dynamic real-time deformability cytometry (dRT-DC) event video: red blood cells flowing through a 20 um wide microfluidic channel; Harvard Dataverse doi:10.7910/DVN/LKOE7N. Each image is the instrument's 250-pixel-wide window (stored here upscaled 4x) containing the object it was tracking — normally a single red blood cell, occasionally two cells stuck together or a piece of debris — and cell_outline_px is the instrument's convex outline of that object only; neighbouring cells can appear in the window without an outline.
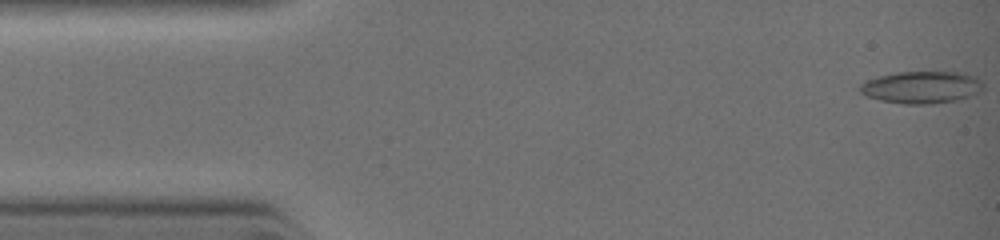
{"species": "common noctule bat (a hibernating species)", "species_latin": "Nyctalus noctula", "temperature_condition": "warm", "stored_images_in_passage": 41, "camera_frame_rate_fps": 3000, "um_per_image_px": 0.085, "animal": {"sex": "female", "body_mass_g": 19.0, "forearm_length_mm": 51.5}, "frame": {"image": 1, "passage_image": 1, "time_ms": 0.0, "image_size_px": [1000, 240], "cell_outline_px": [[984, 88], [980, 92], [956, 100], [932, 104], [904, 104], [880, 100], [868, 96], [860, 92], [860, 84], [864, 80], [896, 72], [964, 72], [976, 76], [980, 80]], "centroid_in_image_um": [78.34, 7.41], "position_along_channel_um": 6.7, "area_um2": 23.18}}
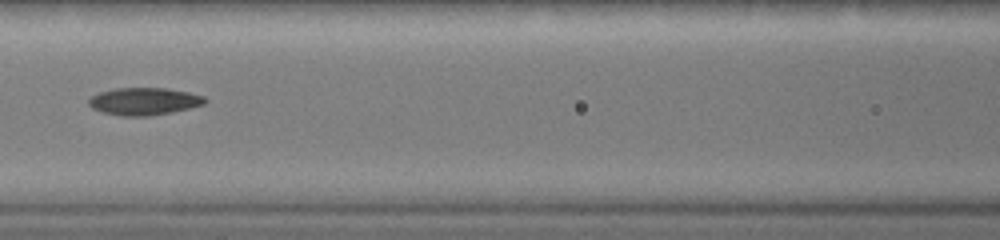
{"frame": {"image": 2, "passage_image": 23, "time_ms": 4.667, "image_size_px": [1000, 240], "cell_outline_px": [[208, 100], [204, 104], [172, 112], [148, 116], [124, 116], [104, 112], [92, 108], [88, 104], [88, 100], [92, 96], [100, 92], [116, 88], [168, 88], [188, 92], [204, 96]], "centroid_in_image_um": [12.26, 8.61], "position_along_channel_um": 154.3, "area_um2": 18.44}}
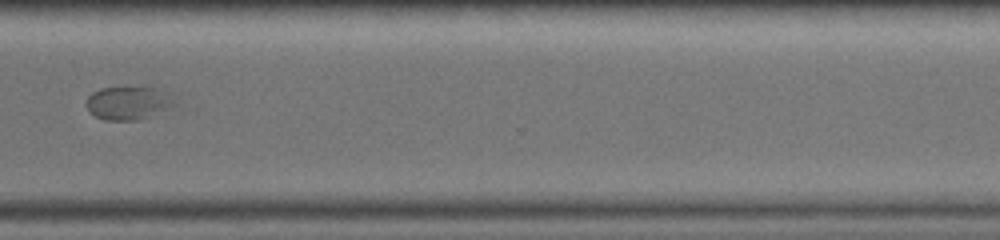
{"frame": {"image": 3, "passage_image": 40, "time_ms": 8.333, "image_size_px": [1000, 240], "cell_outline_px": [[176, 104], [168, 108], [148, 116], [136, 120], [104, 120], [88, 112], [84, 104], [88, 96], [92, 92], [100, 88], [156, 88], [172, 92]], "centroid_in_image_um": [10.88, 8.75], "position_along_channel_um": 359.7, "area_um2": 17.17}}